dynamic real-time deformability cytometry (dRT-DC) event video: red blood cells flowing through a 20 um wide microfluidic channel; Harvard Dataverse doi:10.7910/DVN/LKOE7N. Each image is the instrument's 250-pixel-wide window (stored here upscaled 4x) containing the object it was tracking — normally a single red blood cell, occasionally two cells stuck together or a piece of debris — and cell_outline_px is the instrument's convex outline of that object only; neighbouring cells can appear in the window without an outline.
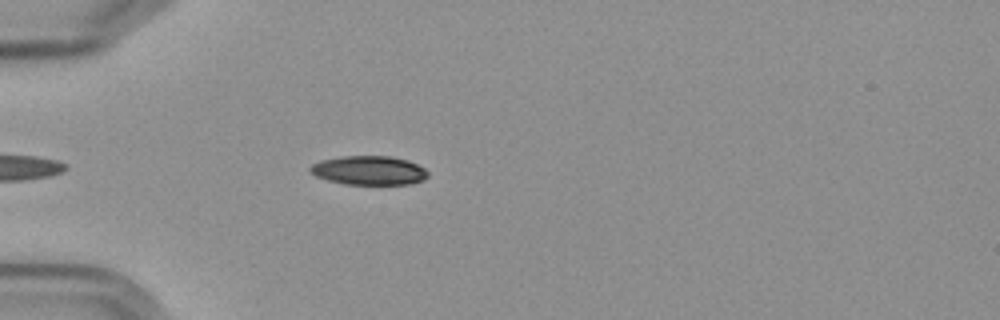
{"species": "Egyptian fruit bat (a non-hibernating species)", "species_latin": "Rousettus aegyptiacus", "temperature_condition": "cold", "stored_images_in_passage": 6, "camera_frame_rate_fps": 3000, "um_per_image_px": 0.085, "frame": {"image": 1, "passage_image": 5, "time_ms": 5.667, "image_size_px": [1000, 320], "cell_outline_px": [[428, 176], [424, 180], [412, 184], [344, 184], [328, 180], [316, 176], [308, 168], [312, 164], [320, 160], [340, 156], [392, 156], [408, 160], [424, 168], [428, 172]], "centroid_in_image_um": [31.37, 14.48], "position_along_channel_um": 53.6, "area_um2": 20.0}}